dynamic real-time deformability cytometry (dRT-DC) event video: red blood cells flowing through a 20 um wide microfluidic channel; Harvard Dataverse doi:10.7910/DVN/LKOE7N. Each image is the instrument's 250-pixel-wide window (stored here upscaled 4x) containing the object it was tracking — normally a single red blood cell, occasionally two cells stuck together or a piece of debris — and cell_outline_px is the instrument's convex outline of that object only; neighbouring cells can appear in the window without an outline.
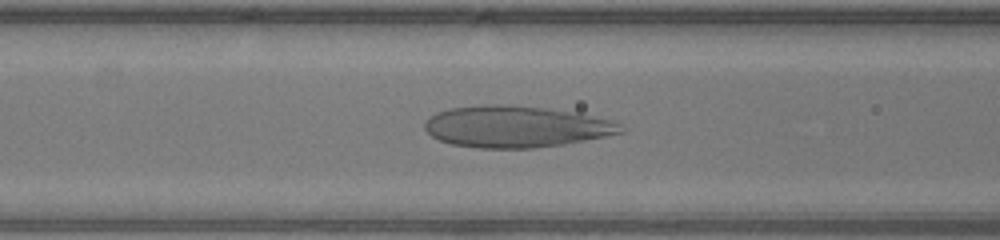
{"species": "human", "species_latin": "Homo sapiens", "temperature_condition": "warm", "stored_images_in_passage": 43, "camera_frame_rate_fps": 3000, "um_per_image_px": 0.085, "donor": {"sex": "male"}, "frame": {"image": 1, "passage_image": 16, "time_ms": 5.0, "image_size_px": [1000, 240], "cell_outline_px": [[624, 132], [564, 144], [532, 148], [480, 148], [452, 144], [440, 140], [432, 136], [424, 128], [424, 124], [436, 112], [448, 108], [484, 104], [508, 104], [544, 108], [576, 112], [612, 120], [620, 124], [624, 128]], "centroid_in_image_um": [43.85, 10.75], "position_along_channel_um": 122.7, "area_um2": 47.4}}
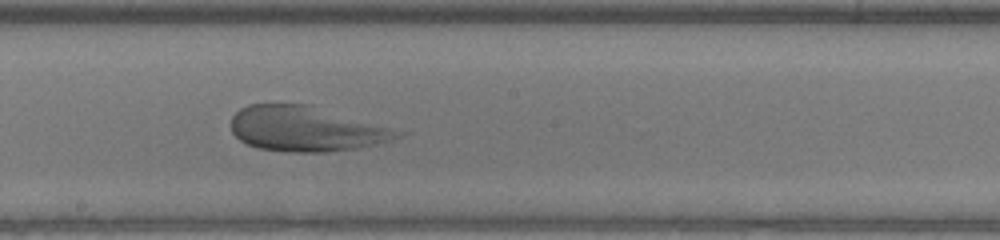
{"frame": {"image": 2, "passage_image": 23, "time_ms": 7.333, "image_size_px": [1000, 240], "cell_outline_px": [[408, 132], [392, 140], [356, 148], [324, 152], [288, 152], [256, 148], [240, 140], [232, 132], [232, 116], [240, 108], [248, 104], [312, 104]], "centroid_in_image_um": [26.03, 10.94], "position_along_channel_um": 222.2, "area_um2": 44.04}}
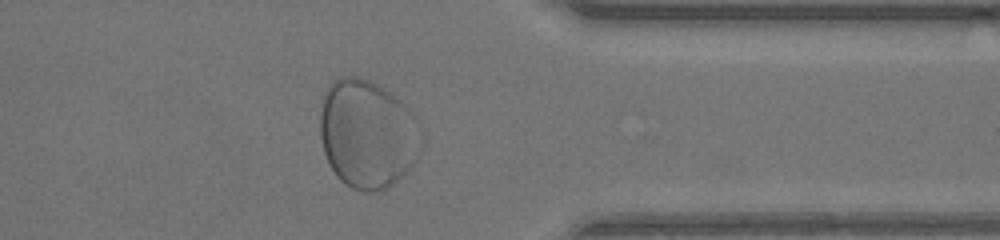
{"frame": {"image": 3, "passage_image": 35, "time_ms": 11.333, "image_size_px": [1000, 240], "cell_outline_px": [[424, 144], [416, 160], [392, 184], [380, 192], [364, 192], [352, 188], [344, 184], [336, 176], [324, 152], [320, 136], [320, 116], [324, 96], [332, 80], [340, 76], [360, 76], [376, 84], [400, 100], [408, 108], [416, 120]], "centroid_in_image_um": [31.23, 11.4], "position_along_channel_um": 380.2, "area_um2": 64.04}}